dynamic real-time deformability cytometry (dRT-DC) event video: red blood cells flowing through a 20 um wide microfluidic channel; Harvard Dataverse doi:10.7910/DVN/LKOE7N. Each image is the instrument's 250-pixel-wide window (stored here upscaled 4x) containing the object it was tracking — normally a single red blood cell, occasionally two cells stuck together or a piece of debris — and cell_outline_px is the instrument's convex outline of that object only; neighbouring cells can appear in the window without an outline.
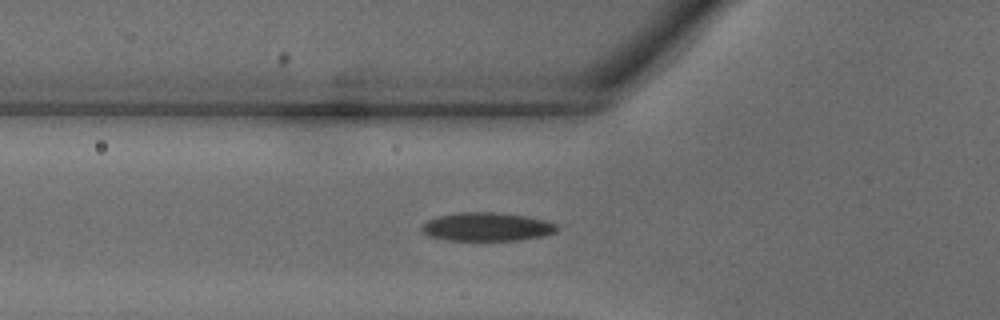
{"species": "common noctule bat (a hibernating species)", "species_latin": "Nyctalus noctula", "temperature_condition": "warm", "stored_images_in_passage": 35, "segment_of_instrument_passage": [1, 2], "camera_frame_rate_fps": 3000, "um_per_image_px": 0.085, "animal": {"sex": "male", "body_mass_g": 18.8}, "frame": {"image": 1, "passage_image": 9, "time_ms": 2.667, "image_size_px": [1000, 320], "cell_outline_px": [[556, 232], [540, 236], [520, 240], [444, 240], [428, 236], [420, 228], [428, 220], [440, 216], [460, 212], [500, 212], [528, 216], [544, 220], [556, 224]], "centroid_in_image_um": [41.37, 19.27], "position_along_channel_um": 84.4, "area_um2": 22.37}}
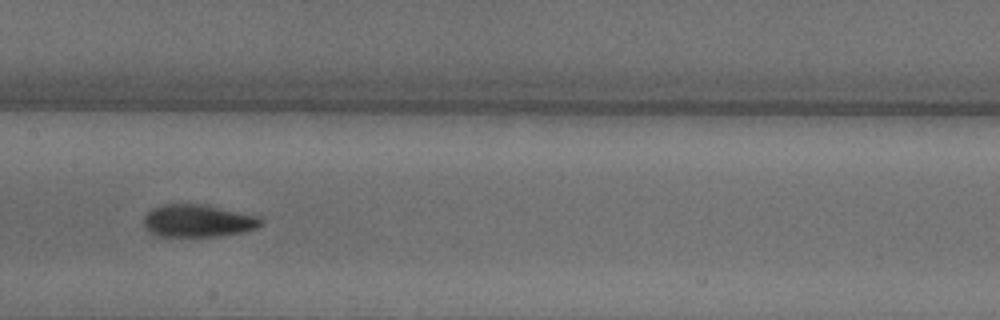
{"frame": {"image": 2, "passage_image": 15, "time_ms": 4.667, "image_size_px": [1000, 320], "cell_outline_px": [[264, 220], [256, 228], [244, 232], [220, 236], [160, 236], [152, 232], [144, 224], [144, 216], [152, 208], [164, 204], [204, 204], [260, 216]], "centroid_in_image_um": [16.87, 18.76], "position_along_channel_um": 190.5, "area_um2": 22.14}}
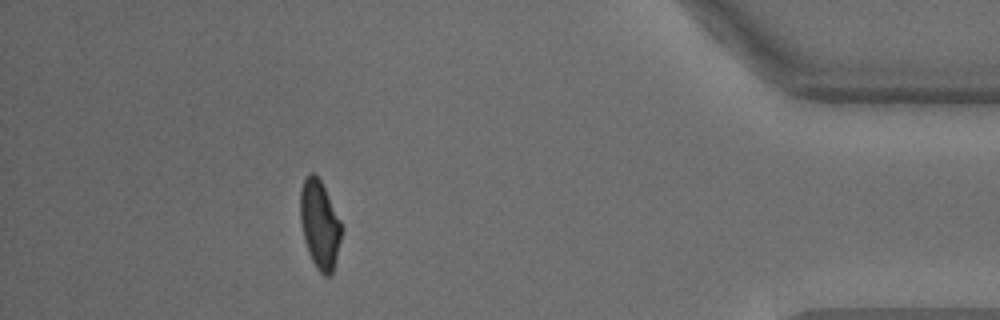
{"frame": {"image": 3, "passage_image": 30, "time_ms": 9.667, "image_size_px": [1000, 320], "cell_outline_px": [[340, 240], [332, 272], [328, 276], [324, 276], [316, 268], [308, 252], [304, 240], [300, 220], [300, 188], [304, 180], [312, 172], [320, 180], [340, 220]], "centroid_in_image_um": [27.14, 19.09], "position_along_channel_um": 408.1, "area_um2": 20.63}}